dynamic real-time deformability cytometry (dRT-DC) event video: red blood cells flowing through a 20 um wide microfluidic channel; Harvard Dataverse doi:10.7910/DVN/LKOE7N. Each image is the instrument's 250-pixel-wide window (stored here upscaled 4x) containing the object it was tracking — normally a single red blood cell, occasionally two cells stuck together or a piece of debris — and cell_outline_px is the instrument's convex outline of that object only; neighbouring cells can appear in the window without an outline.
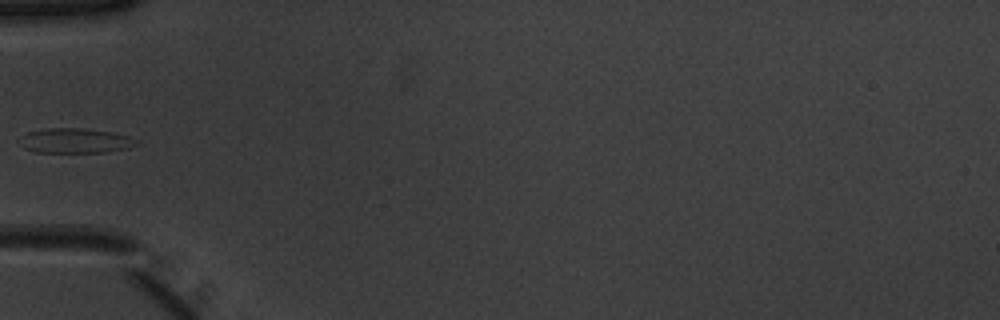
{"species": "common noctule bat (a hibernating species)", "species_latin": "Nyctalus noctula", "temperature_condition": "warm", "stored_images_in_passage": 35, "camera_frame_rate_fps": 3000, "um_per_image_px": 0.085, "animal": {"sex": "male", "body_mass_g": 20.1, "forearm_length_mm": 53.5}, "frame": {"image": 1, "passage_image": 1, "time_ms": 0.0, "image_size_px": [1000, 320], "cell_outline_px": [[140, 140], [136, 144], [128, 148], [104, 152], [36, 152], [24, 148], [16, 140], [28, 132], [48, 128], [88, 128], [112, 132], [128, 136]], "centroid_in_image_um": [6.38, 11.95], "position_along_channel_um": 78.6, "area_um2": 16.99}}
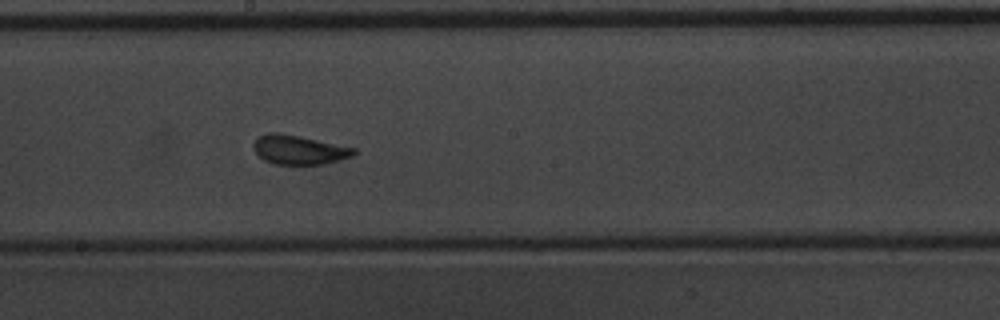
{"frame": {"image": 2, "passage_image": 12, "time_ms": 3.667, "image_size_px": [1000, 320], "cell_outline_px": [[356, 152], [352, 156], [340, 160], [324, 164], [272, 164], [264, 160], [252, 148], [252, 144], [260, 136], [268, 132], [280, 132], [356, 148]], "centroid_in_image_um": [25.4, 12.73], "position_along_channel_um": 222.8, "area_um2": 17.05}}
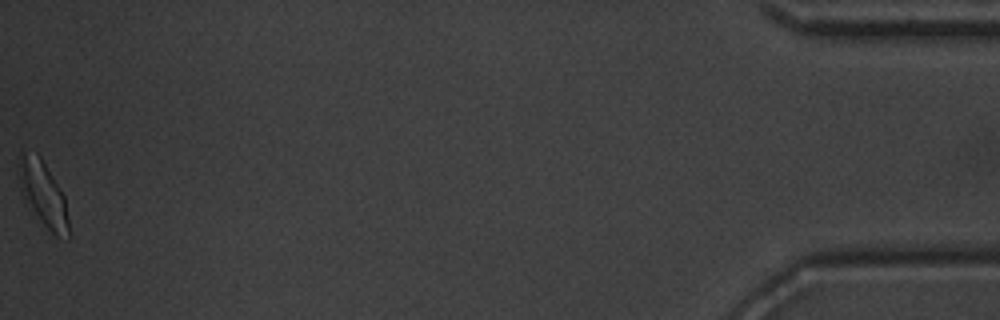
{"frame": {"image": 3, "passage_image": 35, "time_ms": 11.333, "image_size_px": [1000, 320], "cell_outline_px": [[72, 236], [68, 240], [56, 236], [44, 224], [24, 200], [20, 192], [20, 148], [36, 152], [40, 156], [64, 196]], "centroid_in_image_um": [3.7, 16.5], "position_along_channel_um": 431.5, "area_um2": 18.96}}